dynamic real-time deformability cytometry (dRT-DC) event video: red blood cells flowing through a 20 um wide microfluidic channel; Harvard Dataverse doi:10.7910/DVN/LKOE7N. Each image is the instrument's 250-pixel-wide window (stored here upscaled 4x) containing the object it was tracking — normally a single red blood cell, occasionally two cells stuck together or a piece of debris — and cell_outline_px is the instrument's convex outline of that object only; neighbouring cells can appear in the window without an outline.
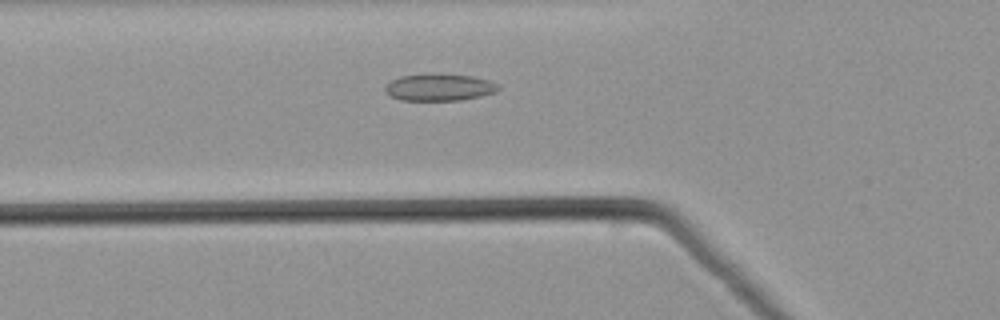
{"species": "common noctule bat (a hibernating species)", "species_latin": "Nyctalus noctula", "temperature_condition": "warm", "stored_images_in_passage": 44, "camera_frame_rate_fps": 3000, "um_per_image_px": 0.085, "animal": {"sex": "male", "body_mass_g": 21.5, "forearm_length_mm": 52.0}, "frame": {"image": 1, "passage_image": 11, "time_ms": 3.333, "image_size_px": [1000, 320], "cell_outline_px": [[500, 88], [496, 92], [480, 96], [460, 100], [400, 100], [384, 92], [384, 84], [400, 76], [424, 72], [432, 72], [476, 76], [500, 84]], "centroid_in_image_um": [37.33, 7.38], "position_along_channel_um": 88.5, "area_um2": 18.44}}
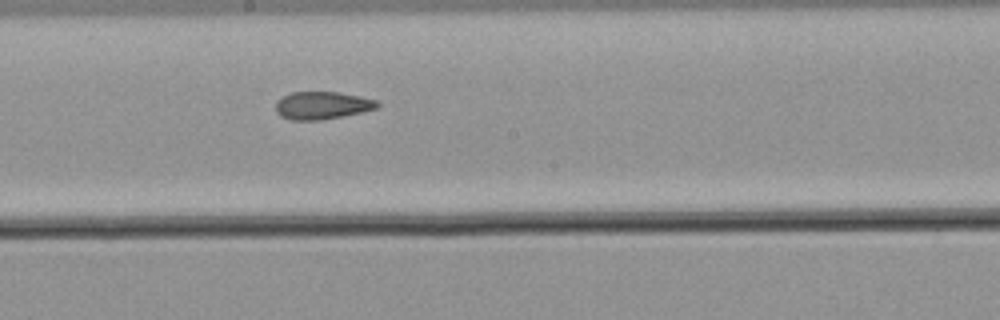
{"frame": {"image": 2, "passage_image": 21, "time_ms": 6.667, "image_size_px": [1000, 320], "cell_outline_px": [[380, 108], [320, 120], [288, 120], [280, 116], [276, 112], [276, 100], [292, 92], [340, 92], [360, 96], [376, 100], [380, 104]], "centroid_in_image_um": [27.37, 8.96], "position_along_channel_um": 220.8, "area_um2": 16.42}}
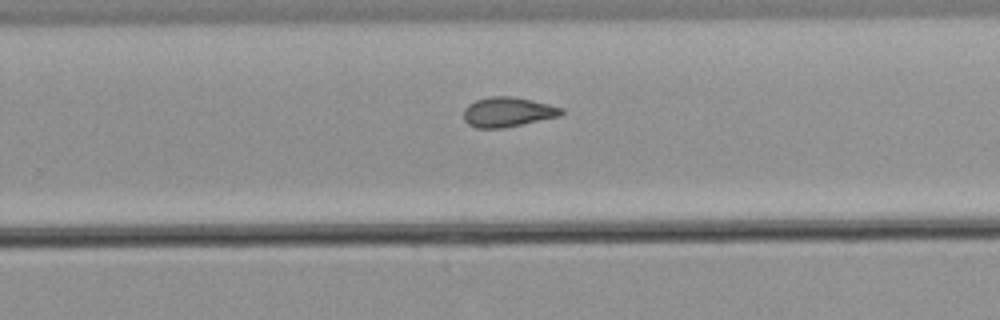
{"frame": {"image": 3, "passage_image": 26, "time_ms": 8.333, "image_size_px": [1000, 320], "cell_outline_px": [[564, 112], [560, 116], [504, 128], [476, 128], [468, 124], [464, 120], [464, 108], [468, 104], [476, 100], [488, 96], [512, 96], [532, 100], [564, 108]], "centroid_in_image_um": [43.15, 9.52], "position_along_channel_um": 286.7, "area_um2": 17.05}}